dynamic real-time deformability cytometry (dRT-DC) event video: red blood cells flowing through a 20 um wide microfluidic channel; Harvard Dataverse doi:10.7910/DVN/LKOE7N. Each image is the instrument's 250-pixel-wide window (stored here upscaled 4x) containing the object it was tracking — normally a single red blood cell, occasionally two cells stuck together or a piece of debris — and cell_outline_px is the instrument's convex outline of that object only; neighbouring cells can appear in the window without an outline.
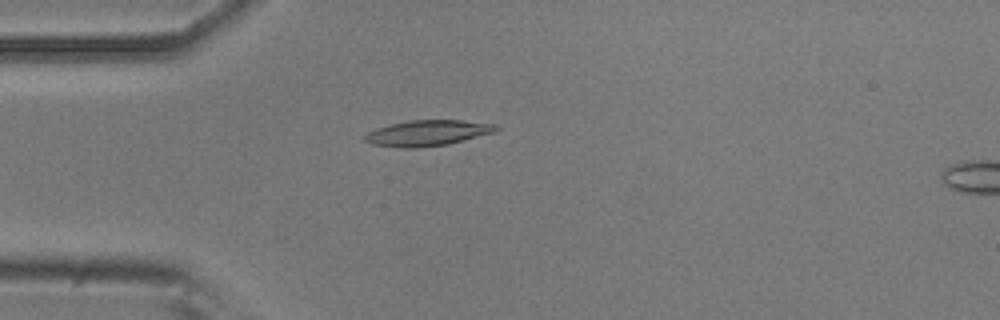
{"species": "common noctule bat (a hibernating species)", "species_latin": "Nyctalus noctula", "temperature_condition": "room temperature", "stored_images_in_passage": 5, "camera_frame_rate_fps": 3000, "um_per_image_px": 0.085, "animal": {"sex": "male", "body_mass_g": 20.5, "forearm_length_mm": 52.5}, "frame": {"image": 1, "passage_image": 4, "time_ms": 1.0, "image_size_px": [1000, 320], "cell_outline_px": [[500, 128], [496, 132], [448, 144], [420, 148], [400, 148], [372, 144], [364, 140], [360, 136], [376, 128], [408, 120], [464, 120], [496, 124]], "centroid_in_image_um": [36.34, 11.31], "position_along_channel_um": 48.7, "area_um2": 19.94}}